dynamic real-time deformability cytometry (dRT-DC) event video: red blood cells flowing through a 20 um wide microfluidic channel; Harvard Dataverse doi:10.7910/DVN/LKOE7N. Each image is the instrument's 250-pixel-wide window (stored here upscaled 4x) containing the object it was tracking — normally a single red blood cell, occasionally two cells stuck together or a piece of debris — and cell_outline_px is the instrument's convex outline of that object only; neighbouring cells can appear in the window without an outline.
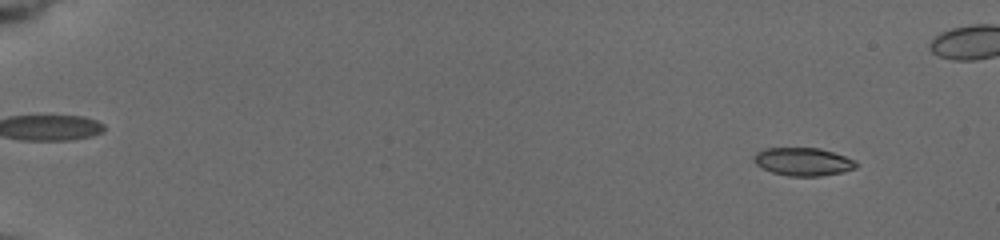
{"species": "common noctule bat (a hibernating species)", "species_latin": "Nyctalus noctula", "temperature_condition": "cold", "stored_images_in_passage": 44, "camera_frame_rate_fps": 3000, "um_per_image_px": 0.085, "animal": {"sex": "female", "body_mass_g": 19.5, "forearm_length_mm": 54.1}, "frame": {"image": 1, "passage_image": 4, "time_ms": 1.0, "image_size_px": [1000, 240], "cell_outline_px": [[860, 164], [856, 168], [840, 172], [820, 176], [788, 176], [772, 172], [760, 168], [752, 160], [752, 156], [756, 152], [764, 148], [820, 148], [856, 160]], "centroid_in_image_um": [68.23, 13.74], "position_along_channel_um": 16.8, "area_um2": 16.88}}
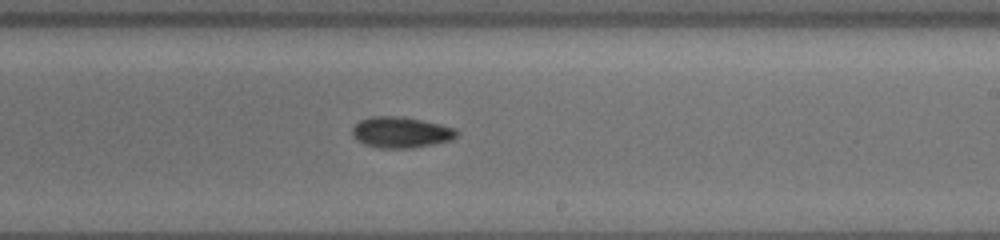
{"frame": {"image": 2, "passage_image": 31, "time_ms": 11.333, "image_size_px": [1000, 240], "cell_outline_px": [[460, 132], [452, 140], [412, 148], [380, 148], [364, 144], [356, 140], [352, 132], [352, 128], [360, 120], [372, 116], [404, 116], [440, 124], [456, 128]], "centroid_in_image_um": [34.1, 11.24], "position_along_channel_um": 254.9, "area_um2": 18.96}}
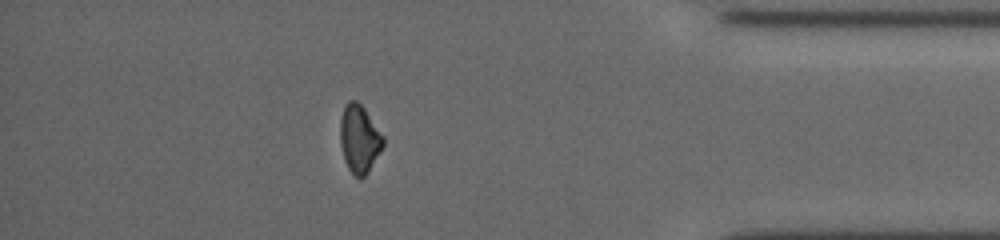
{"frame": {"image": 3, "passage_image": 43, "time_ms": 16.0, "image_size_px": [1000, 240], "cell_outline_px": [[384, 144], [380, 152], [368, 172], [364, 176], [356, 176], [348, 168], [344, 160], [340, 144], [340, 120], [344, 108], [348, 100], [356, 100], [364, 108], [384, 136]], "centroid_in_image_um": [30.54, 11.79], "position_along_channel_um": 404.7, "area_um2": 16.88}}